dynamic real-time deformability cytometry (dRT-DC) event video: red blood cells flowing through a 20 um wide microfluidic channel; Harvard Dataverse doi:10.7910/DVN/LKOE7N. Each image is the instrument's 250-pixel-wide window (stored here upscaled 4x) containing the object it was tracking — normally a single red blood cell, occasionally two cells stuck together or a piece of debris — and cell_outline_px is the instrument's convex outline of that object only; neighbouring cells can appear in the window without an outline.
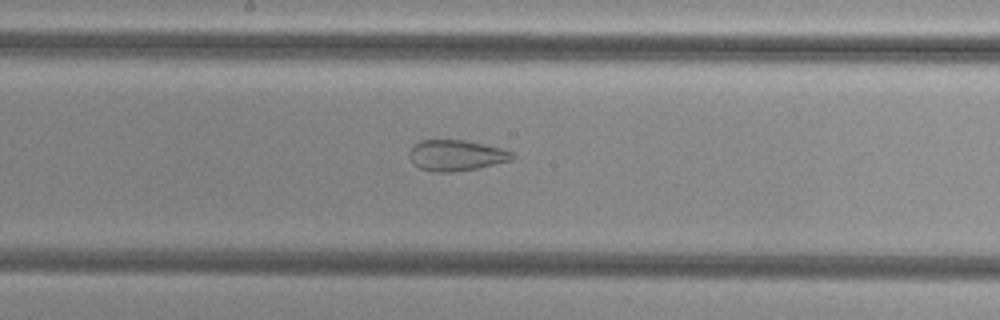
{"species": "common noctule bat (a hibernating species)", "species_latin": "Nyctalus noctula", "temperature_condition": "cold", "stored_images_in_passage": 35, "camera_frame_rate_fps": 3000, "um_per_image_px": 0.085, "animal": {"sex": "female", "body_mass_g": 29.2, "forearm_length_mm": 56.3}, "frame": {"image": 1, "passage_image": 15, "time_ms": 4.667, "image_size_px": [1000, 320], "cell_outline_px": [[516, 156], [512, 160], [476, 168], [452, 172], [432, 172], [420, 168], [412, 164], [408, 156], [408, 152], [420, 140], [464, 140], [484, 144], [500, 148], [512, 152]], "centroid_in_image_um": [38.74, 13.21], "position_along_channel_um": 209.5, "area_um2": 18.5}}
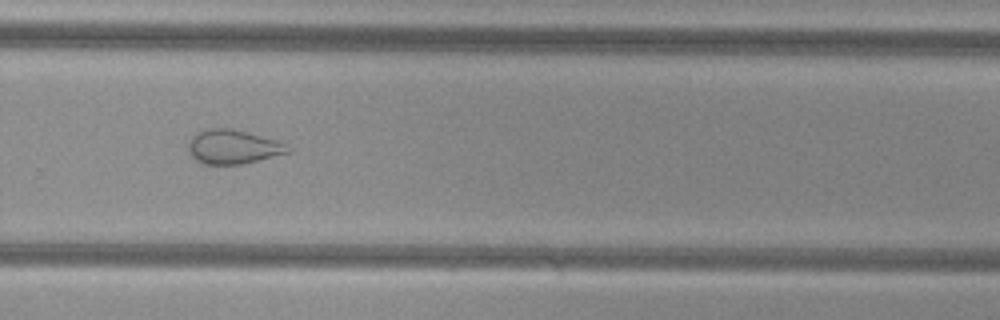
{"frame": {"image": 2, "passage_image": 23, "time_ms": 7.333, "image_size_px": [1000, 320], "cell_outline_px": [[292, 148], [288, 152], [240, 164], [204, 164], [196, 160], [192, 156], [188, 148], [188, 144], [192, 136], [196, 132], [204, 128], [232, 128], [248, 132], [276, 140]], "centroid_in_image_um": [19.75, 12.46], "position_along_channel_um": 310.0, "area_um2": 19.59}}
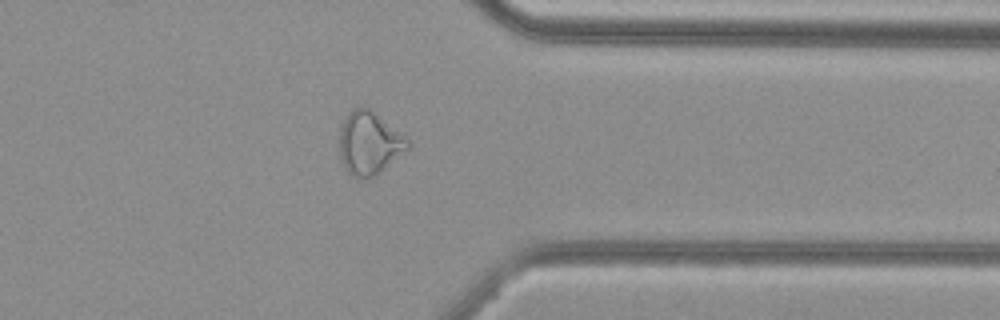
{"frame": {"image": 3, "passage_image": 29, "time_ms": 9.333, "image_size_px": [1000, 320], "cell_outline_px": [[412, 148], [380, 172], [368, 180], [356, 180], [348, 172], [340, 156], [340, 128], [348, 112], [352, 108], [368, 108], [400, 132], [412, 144]], "centroid_in_image_um": [31.41, 12.22], "position_along_channel_um": 380.0, "area_um2": 25.2}, "authors_computed_cell_mechanics": {"area_um2": 21.9062, "velocity_mm_per_s": 3.7797, "shape_relaxation_time_tau1_ms": null, "shape_relaxation_time_tau2_ms": 1.6022, "deformation_change_tau1": null, "deformation_change_tau2": 0.0843}}